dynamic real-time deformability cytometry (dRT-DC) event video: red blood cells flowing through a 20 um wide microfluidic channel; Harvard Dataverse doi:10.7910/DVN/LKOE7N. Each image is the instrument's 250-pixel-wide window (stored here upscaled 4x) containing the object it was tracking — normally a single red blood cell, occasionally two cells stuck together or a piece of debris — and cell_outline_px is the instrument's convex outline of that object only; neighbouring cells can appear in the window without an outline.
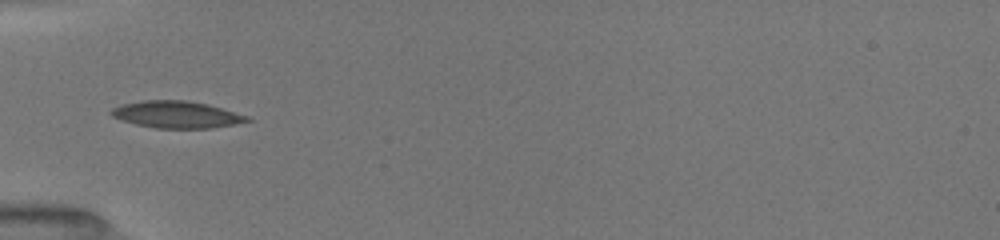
{"species": "common noctule bat (a hibernating species)", "species_latin": "Nyctalus noctula", "temperature_condition": "room temperature", "stored_images_in_passage": 6, "camera_frame_rate_fps": 3000, "um_per_image_px": 0.085, "animal": {"sex": "female", "body_mass_g": 19.5, "forearm_length_mm": 54.1}, "frame": {"image": 1, "passage_image": 1, "time_ms": 0.0, "image_size_px": [1000, 240], "cell_outline_px": [[252, 120], [212, 128], [156, 128], [136, 124], [112, 116], [108, 112], [112, 108], [124, 104], [144, 100], [184, 100], [208, 104], [248, 116]], "centroid_in_image_um": [15.0, 9.73], "position_along_channel_um": 70.0, "area_um2": 21.04}}
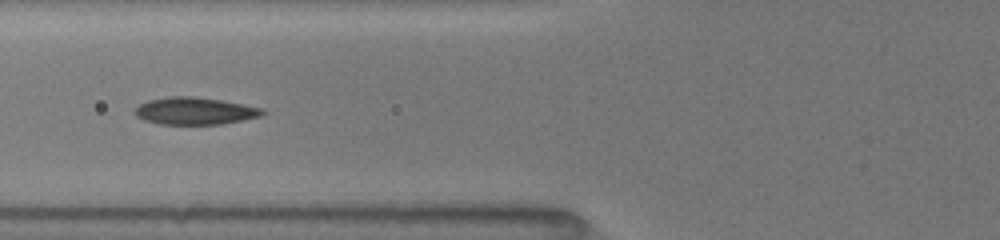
{"frame": {"image": 2, "passage_image": 5, "time_ms": 1.0, "image_size_px": [1000, 240], "cell_outline_px": [[268, 112], [260, 116], [224, 124], [160, 124], [144, 120], [136, 116], [132, 112], [140, 104], [148, 100], [168, 96], [196, 96], [220, 100], [264, 108]], "centroid_in_image_um": [16.56, 9.43], "position_along_channel_um": 109.2, "area_um2": 20.4}}